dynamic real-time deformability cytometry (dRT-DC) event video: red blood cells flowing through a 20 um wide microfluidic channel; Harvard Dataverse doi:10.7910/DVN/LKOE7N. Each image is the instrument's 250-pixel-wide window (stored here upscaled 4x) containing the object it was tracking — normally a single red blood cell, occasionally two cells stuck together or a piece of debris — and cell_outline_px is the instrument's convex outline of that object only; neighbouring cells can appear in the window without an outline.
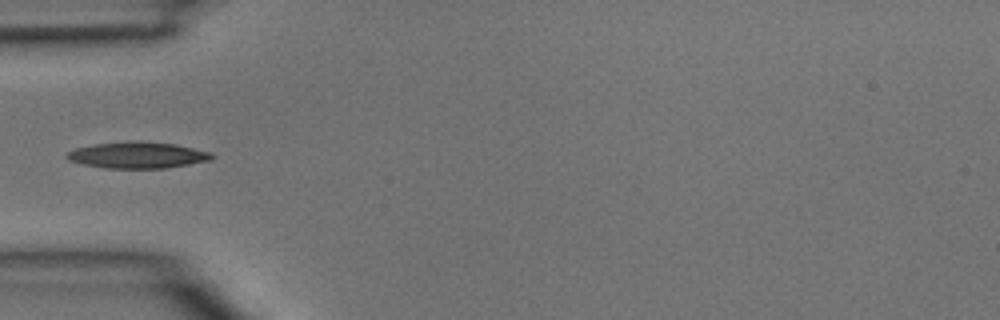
{"species": "common noctule bat (a hibernating species)", "species_latin": "Nyctalus noctula", "temperature_condition": "room temperature", "stored_images_in_passage": 31, "camera_frame_rate_fps": 3000, "um_per_image_px": 0.085, "animal": {"sex": "male", "body_mass_g": 15.6}, "frame": {"image": 1, "passage_image": 1, "time_ms": 0.0, "image_size_px": [1000, 320], "cell_outline_px": [[216, 156], [212, 160], [168, 168], [104, 168], [84, 164], [68, 160], [64, 156], [68, 152], [76, 148], [92, 144], [128, 140], [140, 140], [176, 144], [212, 152]], "centroid_in_image_um": [11.72, 13.17], "position_along_channel_um": 73.3, "area_um2": 22.72}}
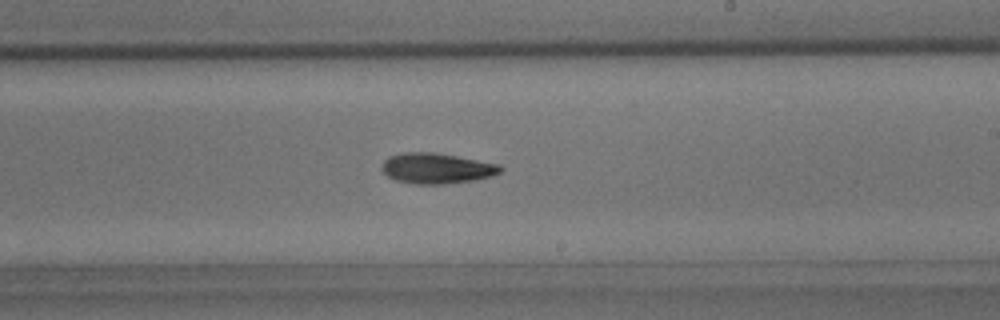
{"frame": {"image": 2, "passage_image": 13, "time_ms": 4.0, "image_size_px": [1000, 320], "cell_outline_px": [[504, 168], [500, 172], [492, 176], [476, 180], [444, 184], [416, 184], [396, 180], [388, 176], [380, 168], [384, 160], [388, 156], [404, 152], [432, 152], [456, 156], [500, 164]], "centroid_in_image_um": [37.12, 14.31], "position_along_channel_um": 251.9, "area_um2": 21.15}}
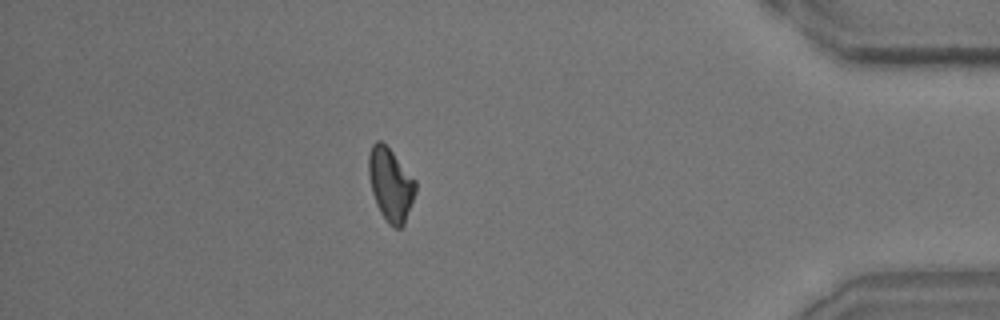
{"frame": {"image": 3, "passage_image": 26, "time_ms": 8.333, "image_size_px": [1000, 320], "cell_outline_px": [[416, 192], [404, 224], [400, 228], [396, 228], [388, 224], [380, 212], [376, 204], [372, 192], [368, 176], [368, 156], [372, 144], [376, 140], [380, 140], [392, 152], [416, 180]], "centroid_in_image_um": [33.19, 15.69], "position_along_channel_um": 402.0, "area_um2": 19.94}}